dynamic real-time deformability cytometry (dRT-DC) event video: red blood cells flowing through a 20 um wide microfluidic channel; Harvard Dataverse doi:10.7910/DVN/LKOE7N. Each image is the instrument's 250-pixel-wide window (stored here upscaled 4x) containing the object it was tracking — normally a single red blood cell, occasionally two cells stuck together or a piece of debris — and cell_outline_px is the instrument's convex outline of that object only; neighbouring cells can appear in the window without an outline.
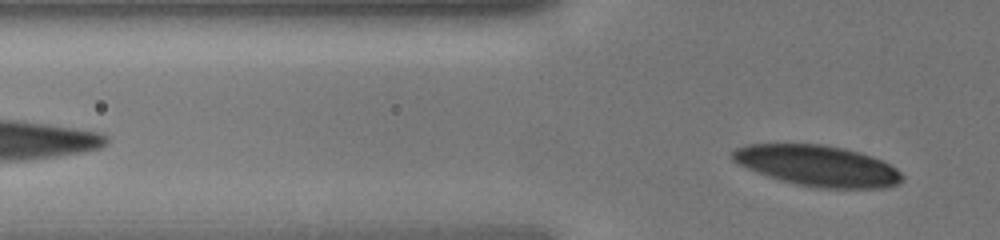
{"species": "human", "species_latin": "Homo sapiens", "temperature_condition": "cold", "stored_images_in_passage": 7, "segment_of_instrument_passage": [2, 2], "camera_frame_rate_fps": 3000, "um_per_image_px": 0.085, "donor": {"sex": "male"}, "frame": {"image": 1, "passage_image": 7, "time_ms": 2.0, "image_size_px": [1000, 240], "cell_outline_px": [[904, 180], [896, 184], [884, 188], [820, 188], [780, 180], [768, 176], [748, 168], [732, 160], [728, 156], [736, 148], [748, 144], [824, 144], [844, 148], [860, 152], [872, 156], [896, 168], [904, 176]], "centroid_in_image_um": [69.5, 14.08], "position_along_channel_um": 56.3, "area_um2": 40.23}}